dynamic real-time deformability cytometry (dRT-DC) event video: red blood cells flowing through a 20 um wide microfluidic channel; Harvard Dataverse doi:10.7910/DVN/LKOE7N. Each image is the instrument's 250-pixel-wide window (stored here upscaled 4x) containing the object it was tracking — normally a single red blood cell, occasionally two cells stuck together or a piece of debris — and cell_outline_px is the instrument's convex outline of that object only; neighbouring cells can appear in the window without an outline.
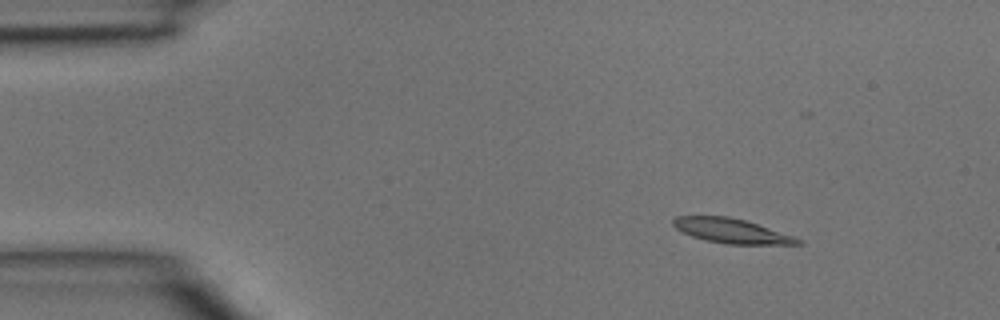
{"species": "common noctule bat (a hibernating species)", "species_latin": "Nyctalus noctula", "temperature_condition": "room temperature", "stored_images_in_passage": 3, "camera_frame_rate_fps": 3000, "um_per_image_px": 0.085, "animal": {"sex": "male", "body_mass_g": 15.6}, "frame": {"image": 1, "passage_image": 1, "time_ms": 0.0, "image_size_px": [1000, 320], "cell_outline_px": [[804, 244], [728, 244], [708, 240], [692, 236], [676, 228], [672, 224], [672, 220], [676, 216], [728, 216], [744, 220], [804, 240]], "centroid_in_image_um": [62.17, 19.62], "position_along_channel_um": 22.8, "area_um2": 17.46}}
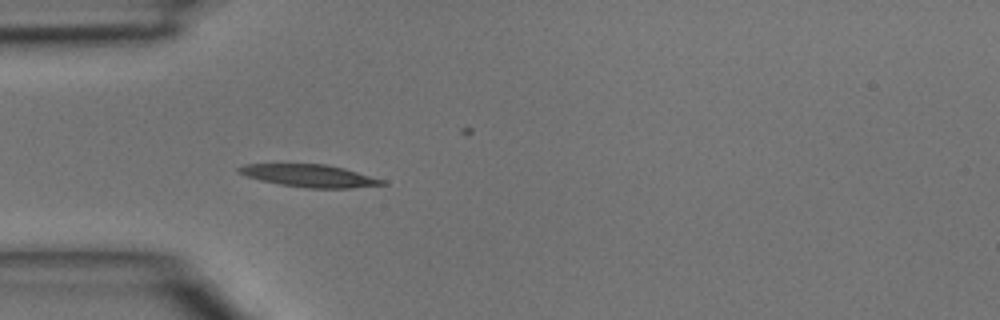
{"frame": {"image": 2, "passage_image": 3, "time_ms": 0.667, "image_size_px": [1000, 320], "cell_outline_px": [[388, 184], [352, 188], [308, 188], [280, 184], [260, 180], [236, 172], [236, 168], [244, 164], [324, 164], [344, 168], [388, 180]], "centroid_in_image_um": [26.36, 14.94], "position_along_channel_um": 58.6, "area_um2": 18.9}}